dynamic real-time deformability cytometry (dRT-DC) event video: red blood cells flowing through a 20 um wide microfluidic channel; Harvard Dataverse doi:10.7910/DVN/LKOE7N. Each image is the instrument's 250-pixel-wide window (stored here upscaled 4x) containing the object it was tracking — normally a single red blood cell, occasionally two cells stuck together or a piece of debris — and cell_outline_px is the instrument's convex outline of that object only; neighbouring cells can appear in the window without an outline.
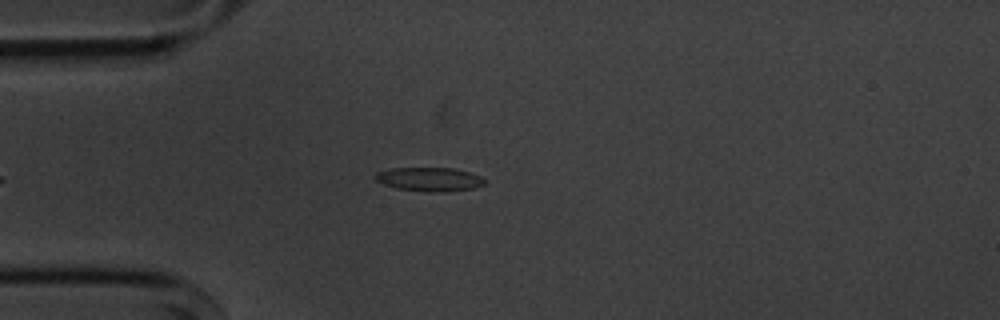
{"species": "common noctule bat (a hibernating species)", "species_latin": "Nyctalus noctula", "temperature_condition": "cold", "stored_images_in_passage": 3, "camera_frame_rate_fps": 3000, "um_per_image_px": 0.085, "animal": {"sex": "male", "body_mass_g": 20.1, "forearm_length_mm": 53.5}, "frame": {"image": 1, "passage_image": 2, "time_ms": 1.0, "image_size_px": [1000, 320], "cell_outline_px": [[484, 184], [476, 188], [444, 192], [428, 192], [396, 188], [384, 184], [376, 180], [372, 176], [376, 172], [392, 168], [452, 168], [468, 172], [480, 176], [484, 180]], "centroid_in_image_um": [36.47, 15.24], "position_along_channel_um": 48.5, "area_um2": 15.2}}